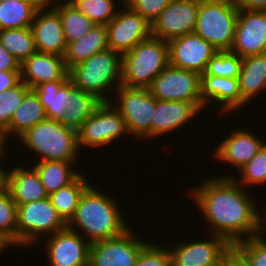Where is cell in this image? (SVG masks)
Instances as JSON below:
<instances>
[{
    "mask_svg": "<svg viewBox=\"0 0 266 266\" xmlns=\"http://www.w3.org/2000/svg\"><path fill=\"white\" fill-rule=\"evenodd\" d=\"M233 177H208L188 193L208 224L210 235L226 239L232 246L258 236L260 210L255 198ZM254 198V199H253Z\"/></svg>",
    "mask_w": 266,
    "mask_h": 266,
    "instance_id": "cell-1",
    "label": "cell"
},
{
    "mask_svg": "<svg viewBox=\"0 0 266 266\" xmlns=\"http://www.w3.org/2000/svg\"><path fill=\"white\" fill-rule=\"evenodd\" d=\"M119 207L115 197L101 192L91 184L81 196L67 227L90 243L118 237L131 226Z\"/></svg>",
    "mask_w": 266,
    "mask_h": 266,
    "instance_id": "cell-2",
    "label": "cell"
},
{
    "mask_svg": "<svg viewBox=\"0 0 266 266\" xmlns=\"http://www.w3.org/2000/svg\"><path fill=\"white\" fill-rule=\"evenodd\" d=\"M68 75L76 88L93 94L101 102H110L107 91L113 92L122 83V55L111 49L96 53L71 67Z\"/></svg>",
    "mask_w": 266,
    "mask_h": 266,
    "instance_id": "cell-3",
    "label": "cell"
},
{
    "mask_svg": "<svg viewBox=\"0 0 266 266\" xmlns=\"http://www.w3.org/2000/svg\"><path fill=\"white\" fill-rule=\"evenodd\" d=\"M18 139L39 156L38 161H76L80 152L77 130L51 119L34 125Z\"/></svg>",
    "mask_w": 266,
    "mask_h": 266,
    "instance_id": "cell-4",
    "label": "cell"
},
{
    "mask_svg": "<svg viewBox=\"0 0 266 266\" xmlns=\"http://www.w3.org/2000/svg\"><path fill=\"white\" fill-rule=\"evenodd\" d=\"M168 65V41L151 36L122 54L121 85L149 88L156 76Z\"/></svg>",
    "mask_w": 266,
    "mask_h": 266,
    "instance_id": "cell-5",
    "label": "cell"
},
{
    "mask_svg": "<svg viewBox=\"0 0 266 266\" xmlns=\"http://www.w3.org/2000/svg\"><path fill=\"white\" fill-rule=\"evenodd\" d=\"M239 8L232 0L201 3L194 32L217 51H230Z\"/></svg>",
    "mask_w": 266,
    "mask_h": 266,
    "instance_id": "cell-6",
    "label": "cell"
},
{
    "mask_svg": "<svg viewBox=\"0 0 266 266\" xmlns=\"http://www.w3.org/2000/svg\"><path fill=\"white\" fill-rule=\"evenodd\" d=\"M67 224L58 215L49 198L17 205V246L38 245L40 237H48Z\"/></svg>",
    "mask_w": 266,
    "mask_h": 266,
    "instance_id": "cell-7",
    "label": "cell"
},
{
    "mask_svg": "<svg viewBox=\"0 0 266 266\" xmlns=\"http://www.w3.org/2000/svg\"><path fill=\"white\" fill-rule=\"evenodd\" d=\"M114 95L115 98L110 102L125 120L129 135H133L136 139L151 140V123L154 119L156 98L149 89L120 85Z\"/></svg>",
    "mask_w": 266,
    "mask_h": 266,
    "instance_id": "cell-8",
    "label": "cell"
},
{
    "mask_svg": "<svg viewBox=\"0 0 266 266\" xmlns=\"http://www.w3.org/2000/svg\"><path fill=\"white\" fill-rule=\"evenodd\" d=\"M124 134L129 133L119 111L111 102H101L77 129L78 148L110 146Z\"/></svg>",
    "mask_w": 266,
    "mask_h": 266,
    "instance_id": "cell-9",
    "label": "cell"
},
{
    "mask_svg": "<svg viewBox=\"0 0 266 266\" xmlns=\"http://www.w3.org/2000/svg\"><path fill=\"white\" fill-rule=\"evenodd\" d=\"M160 101L202 102L201 74L168 65L148 88Z\"/></svg>",
    "mask_w": 266,
    "mask_h": 266,
    "instance_id": "cell-10",
    "label": "cell"
},
{
    "mask_svg": "<svg viewBox=\"0 0 266 266\" xmlns=\"http://www.w3.org/2000/svg\"><path fill=\"white\" fill-rule=\"evenodd\" d=\"M132 229L129 228L115 238L92 242L89 266H134L139 253L148 242L136 236Z\"/></svg>",
    "mask_w": 266,
    "mask_h": 266,
    "instance_id": "cell-11",
    "label": "cell"
},
{
    "mask_svg": "<svg viewBox=\"0 0 266 266\" xmlns=\"http://www.w3.org/2000/svg\"><path fill=\"white\" fill-rule=\"evenodd\" d=\"M106 25L109 49L121 55L152 36L151 23L123 4L122 10Z\"/></svg>",
    "mask_w": 266,
    "mask_h": 266,
    "instance_id": "cell-12",
    "label": "cell"
},
{
    "mask_svg": "<svg viewBox=\"0 0 266 266\" xmlns=\"http://www.w3.org/2000/svg\"><path fill=\"white\" fill-rule=\"evenodd\" d=\"M206 239L178 242L168 248L171 266H219L233 246L223 237L213 234L210 240Z\"/></svg>",
    "mask_w": 266,
    "mask_h": 266,
    "instance_id": "cell-13",
    "label": "cell"
},
{
    "mask_svg": "<svg viewBox=\"0 0 266 266\" xmlns=\"http://www.w3.org/2000/svg\"><path fill=\"white\" fill-rule=\"evenodd\" d=\"M45 240L49 266H89L91 243L76 231L66 226Z\"/></svg>",
    "mask_w": 266,
    "mask_h": 266,
    "instance_id": "cell-14",
    "label": "cell"
},
{
    "mask_svg": "<svg viewBox=\"0 0 266 266\" xmlns=\"http://www.w3.org/2000/svg\"><path fill=\"white\" fill-rule=\"evenodd\" d=\"M230 51L241 58L266 53V10L239 9Z\"/></svg>",
    "mask_w": 266,
    "mask_h": 266,
    "instance_id": "cell-15",
    "label": "cell"
},
{
    "mask_svg": "<svg viewBox=\"0 0 266 266\" xmlns=\"http://www.w3.org/2000/svg\"><path fill=\"white\" fill-rule=\"evenodd\" d=\"M199 3L193 0H172L151 24L155 38L165 41L195 30Z\"/></svg>",
    "mask_w": 266,
    "mask_h": 266,
    "instance_id": "cell-16",
    "label": "cell"
},
{
    "mask_svg": "<svg viewBox=\"0 0 266 266\" xmlns=\"http://www.w3.org/2000/svg\"><path fill=\"white\" fill-rule=\"evenodd\" d=\"M169 64L202 74L208 62L218 52L195 32L168 41Z\"/></svg>",
    "mask_w": 266,
    "mask_h": 266,
    "instance_id": "cell-17",
    "label": "cell"
},
{
    "mask_svg": "<svg viewBox=\"0 0 266 266\" xmlns=\"http://www.w3.org/2000/svg\"><path fill=\"white\" fill-rule=\"evenodd\" d=\"M36 51L64 56L67 43L59 14L51 7L41 6L31 24Z\"/></svg>",
    "mask_w": 266,
    "mask_h": 266,
    "instance_id": "cell-18",
    "label": "cell"
},
{
    "mask_svg": "<svg viewBox=\"0 0 266 266\" xmlns=\"http://www.w3.org/2000/svg\"><path fill=\"white\" fill-rule=\"evenodd\" d=\"M249 129L231 130L229 135L218 143L213 157L222 161V163L231 164L234 171L238 172L249 162L266 143L257 134L248 131ZM224 161V162H223Z\"/></svg>",
    "mask_w": 266,
    "mask_h": 266,
    "instance_id": "cell-19",
    "label": "cell"
},
{
    "mask_svg": "<svg viewBox=\"0 0 266 266\" xmlns=\"http://www.w3.org/2000/svg\"><path fill=\"white\" fill-rule=\"evenodd\" d=\"M205 107L202 102L160 101L156 99L154 119L151 123V139L168 132L178 131L193 121ZM194 117V118H193Z\"/></svg>",
    "mask_w": 266,
    "mask_h": 266,
    "instance_id": "cell-20",
    "label": "cell"
},
{
    "mask_svg": "<svg viewBox=\"0 0 266 266\" xmlns=\"http://www.w3.org/2000/svg\"><path fill=\"white\" fill-rule=\"evenodd\" d=\"M21 81L30 89L40 84L68 80V69L63 56L36 51L20 64Z\"/></svg>",
    "mask_w": 266,
    "mask_h": 266,
    "instance_id": "cell-21",
    "label": "cell"
},
{
    "mask_svg": "<svg viewBox=\"0 0 266 266\" xmlns=\"http://www.w3.org/2000/svg\"><path fill=\"white\" fill-rule=\"evenodd\" d=\"M201 98L205 109L213 101L219 103L218 114L233 113L247 105L241 98L238 78L201 75Z\"/></svg>",
    "mask_w": 266,
    "mask_h": 266,
    "instance_id": "cell-22",
    "label": "cell"
},
{
    "mask_svg": "<svg viewBox=\"0 0 266 266\" xmlns=\"http://www.w3.org/2000/svg\"><path fill=\"white\" fill-rule=\"evenodd\" d=\"M16 166L7 169L6 189L10 192L12 199L17 205L26 204L48 198L40 177L32 166Z\"/></svg>",
    "mask_w": 266,
    "mask_h": 266,
    "instance_id": "cell-23",
    "label": "cell"
},
{
    "mask_svg": "<svg viewBox=\"0 0 266 266\" xmlns=\"http://www.w3.org/2000/svg\"><path fill=\"white\" fill-rule=\"evenodd\" d=\"M47 119L46 112L34 89H29L22 103L14 111L9 126L2 133L3 138L8 143V138L12 136L20 137L34 125Z\"/></svg>",
    "mask_w": 266,
    "mask_h": 266,
    "instance_id": "cell-24",
    "label": "cell"
},
{
    "mask_svg": "<svg viewBox=\"0 0 266 266\" xmlns=\"http://www.w3.org/2000/svg\"><path fill=\"white\" fill-rule=\"evenodd\" d=\"M108 47L107 29L105 25H94V27L78 40L67 44L64 54L65 66L71 67L80 64L92 55L105 51Z\"/></svg>",
    "mask_w": 266,
    "mask_h": 266,
    "instance_id": "cell-25",
    "label": "cell"
},
{
    "mask_svg": "<svg viewBox=\"0 0 266 266\" xmlns=\"http://www.w3.org/2000/svg\"><path fill=\"white\" fill-rule=\"evenodd\" d=\"M238 80L241 98L247 104L266 91V53L242 58Z\"/></svg>",
    "mask_w": 266,
    "mask_h": 266,
    "instance_id": "cell-26",
    "label": "cell"
},
{
    "mask_svg": "<svg viewBox=\"0 0 266 266\" xmlns=\"http://www.w3.org/2000/svg\"><path fill=\"white\" fill-rule=\"evenodd\" d=\"M34 90L45 109L47 119L60 121L70 103L71 81H50L38 85Z\"/></svg>",
    "mask_w": 266,
    "mask_h": 266,
    "instance_id": "cell-27",
    "label": "cell"
},
{
    "mask_svg": "<svg viewBox=\"0 0 266 266\" xmlns=\"http://www.w3.org/2000/svg\"><path fill=\"white\" fill-rule=\"evenodd\" d=\"M33 167L37 171L41 184L48 195L72 183L81 173L72 167L76 161H36ZM79 172V173H78Z\"/></svg>",
    "mask_w": 266,
    "mask_h": 266,
    "instance_id": "cell-28",
    "label": "cell"
},
{
    "mask_svg": "<svg viewBox=\"0 0 266 266\" xmlns=\"http://www.w3.org/2000/svg\"><path fill=\"white\" fill-rule=\"evenodd\" d=\"M40 0L4 1L0 3V30L31 27Z\"/></svg>",
    "mask_w": 266,
    "mask_h": 266,
    "instance_id": "cell-29",
    "label": "cell"
},
{
    "mask_svg": "<svg viewBox=\"0 0 266 266\" xmlns=\"http://www.w3.org/2000/svg\"><path fill=\"white\" fill-rule=\"evenodd\" d=\"M91 185L90 181L82 173L68 186L60 188L48 195L51 204L56 209L58 215L67 224L79 204L84 191Z\"/></svg>",
    "mask_w": 266,
    "mask_h": 266,
    "instance_id": "cell-30",
    "label": "cell"
},
{
    "mask_svg": "<svg viewBox=\"0 0 266 266\" xmlns=\"http://www.w3.org/2000/svg\"><path fill=\"white\" fill-rule=\"evenodd\" d=\"M100 103L93 94L76 88L71 82L70 103L59 122L77 130Z\"/></svg>",
    "mask_w": 266,
    "mask_h": 266,
    "instance_id": "cell-31",
    "label": "cell"
},
{
    "mask_svg": "<svg viewBox=\"0 0 266 266\" xmlns=\"http://www.w3.org/2000/svg\"><path fill=\"white\" fill-rule=\"evenodd\" d=\"M0 42L20 64L36 52L30 27L0 30Z\"/></svg>",
    "mask_w": 266,
    "mask_h": 266,
    "instance_id": "cell-32",
    "label": "cell"
},
{
    "mask_svg": "<svg viewBox=\"0 0 266 266\" xmlns=\"http://www.w3.org/2000/svg\"><path fill=\"white\" fill-rule=\"evenodd\" d=\"M52 8L59 14L67 44L81 38L95 25L72 4H60Z\"/></svg>",
    "mask_w": 266,
    "mask_h": 266,
    "instance_id": "cell-33",
    "label": "cell"
},
{
    "mask_svg": "<svg viewBox=\"0 0 266 266\" xmlns=\"http://www.w3.org/2000/svg\"><path fill=\"white\" fill-rule=\"evenodd\" d=\"M0 242L8 249L17 246V204L7 189L0 193Z\"/></svg>",
    "mask_w": 266,
    "mask_h": 266,
    "instance_id": "cell-34",
    "label": "cell"
},
{
    "mask_svg": "<svg viewBox=\"0 0 266 266\" xmlns=\"http://www.w3.org/2000/svg\"><path fill=\"white\" fill-rule=\"evenodd\" d=\"M239 177L234 174L222 175L221 177H233L235 181L245 189L250 185H266V143L261 147L257 154L242 167L238 172ZM239 178V180L237 179ZM247 188H246V187Z\"/></svg>",
    "mask_w": 266,
    "mask_h": 266,
    "instance_id": "cell-35",
    "label": "cell"
},
{
    "mask_svg": "<svg viewBox=\"0 0 266 266\" xmlns=\"http://www.w3.org/2000/svg\"><path fill=\"white\" fill-rule=\"evenodd\" d=\"M115 1L117 0H74L71 4L95 25L106 26L117 15Z\"/></svg>",
    "mask_w": 266,
    "mask_h": 266,
    "instance_id": "cell-36",
    "label": "cell"
},
{
    "mask_svg": "<svg viewBox=\"0 0 266 266\" xmlns=\"http://www.w3.org/2000/svg\"><path fill=\"white\" fill-rule=\"evenodd\" d=\"M241 66L242 58L235 53L218 51L208 62L205 72L201 75L238 78Z\"/></svg>",
    "mask_w": 266,
    "mask_h": 266,
    "instance_id": "cell-37",
    "label": "cell"
},
{
    "mask_svg": "<svg viewBox=\"0 0 266 266\" xmlns=\"http://www.w3.org/2000/svg\"><path fill=\"white\" fill-rule=\"evenodd\" d=\"M30 88L21 81L14 88L0 93V132L3 133L9 126L14 111L22 103L25 93Z\"/></svg>",
    "mask_w": 266,
    "mask_h": 266,
    "instance_id": "cell-38",
    "label": "cell"
},
{
    "mask_svg": "<svg viewBox=\"0 0 266 266\" xmlns=\"http://www.w3.org/2000/svg\"><path fill=\"white\" fill-rule=\"evenodd\" d=\"M234 247L251 266H266V242L259 236L242 240L236 243Z\"/></svg>",
    "mask_w": 266,
    "mask_h": 266,
    "instance_id": "cell-39",
    "label": "cell"
},
{
    "mask_svg": "<svg viewBox=\"0 0 266 266\" xmlns=\"http://www.w3.org/2000/svg\"><path fill=\"white\" fill-rule=\"evenodd\" d=\"M134 266H171L168 247L148 242L139 253Z\"/></svg>",
    "mask_w": 266,
    "mask_h": 266,
    "instance_id": "cell-40",
    "label": "cell"
},
{
    "mask_svg": "<svg viewBox=\"0 0 266 266\" xmlns=\"http://www.w3.org/2000/svg\"><path fill=\"white\" fill-rule=\"evenodd\" d=\"M171 1L172 0H125L124 4L152 24Z\"/></svg>",
    "mask_w": 266,
    "mask_h": 266,
    "instance_id": "cell-41",
    "label": "cell"
},
{
    "mask_svg": "<svg viewBox=\"0 0 266 266\" xmlns=\"http://www.w3.org/2000/svg\"><path fill=\"white\" fill-rule=\"evenodd\" d=\"M21 82L20 71H0V93L14 88Z\"/></svg>",
    "mask_w": 266,
    "mask_h": 266,
    "instance_id": "cell-42",
    "label": "cell"
},
{
    "mask_svg": "<svg viewBox=\"0 0 266 266\" xmlns=\"http://www.w3.org/2000/svg\"><path fill=\"white\" fill-rule=\"evenodd\" d=\"M0 71H20V63L0 42Z\"/></svg>",
    "mask_w": 266,
    "mask_h": 266,
    "instance_id": "cell-43",
    "label": "cell"
},
{
    "mask_svg": "<svg viewBox=\"0 0 266 266\" xmlns=\"http://www.w3.org/2000/svg\"><path fill=\"white\" fill-rule=\"evenodd\" d=\"M228 266H251L247 259L233 246L224 257Z\"/></svg>",
    "mask_w": 266,
    "mask_h": 266,
    "instance_id": "cell-44",
    "label": "cell"
},
{
    "mask_svg": "<svg viewBox=\"0 0 266 266\" xmlns=\"http://www.w3.org/2000/svg\"><path fill=\"white\" fill-rule=\"evenodd\" d=\"M239 9L266 10V0H232Z\"/></svg>",
    "mask_w": 266,
    "mask_h": 266,
    "instance_id": "cell-45",
    "label": "cell"
},
{
    "mask_svg": "<svg viewBox=\"0 0 266 266\" xmlns=\"http://www.w3.org/2000/svg\"><path fill=\"white\" fill-rule=\"evenodd\" d=\"M265 209H266V205H265ZM262 212L263 211L261 210V212H260V218H259V234H258V236L260 238H262L266 242V238L263 237L264 236L263 235L264 231H265L264 234L266 235V211H264L265 213L264 212L262 213Z\"/></svg>",
    "mask_w": 266,
    "mask_h": 266,
    "instance_id": "cell-46",
    "label": "cell"
},
{
    "mask_svg": "<svg viewBox=\"0 0 266 266\" xmlns=\"http://www.w3.org/2000/svg\"><path fill=\"white\" fill-rule=\"evenodd\" d=\"M74 0H40L41 5L45 7H54L60 4H71Z\"/></svg>",
    "mask_w": 266,
    "mask_h": 266,
    "instance_id": "cell-47",
    "label": "cell"
},
{
    "mask_svg": "<svg viewBox=\"0 0 266 266\" xmlns=\"http://www.w3.org/2000/svg\"><path fill=\"white\" fill-rule=\"evenodd\" d=\"M6 174L7 170L0 163V193L6 189Z\"/></svg>",
    "mask_w": 266,
    "mask_h": 266,
    "instance_id": "cell-48",
    "label": "cell"
},
{
    "mask_svg": "<svg viewBox=\"0 0 266 266\" xmlns=\"http://www.w3.org/2000/svg\"><path fill=\"white\" fill-rule=\"evenodd\" d=\"M4 143H6V142H5L4 138H3L2 133L0 132V161L1 162H2L1 158H4V155L7 156V154H8V153H6L7 149L5 148L6 145H8V144H4ZM5 150H6V152H5Z\"/></svg>",
    "mask_w": 266,
    "mask_h": 266,
    "instance_id": "cell-49",
    "label": "cell"
},
{
    "mask_svg": "<svg viewBox=\"0 0 266 266\" xmlns=\"http://www.w3.org/2000/svg\"><path fill=\"white\" fill-rule=\"evenodd\" d=\"M193 1L201 4V3L223 2L228 0H193Z\"/></svg>",
    "mask_w": 266,
    "mask_h": 266,
    "instance_id": "cell-50",
    "label": "cell"
},
{
    "mask_svg": "<svg viewBox=\"0 0 266 266\" xmlns=\"http://www.w3.org/2000/svg\"><path fill=\"white\" fill-rule=\"evenodd\" d=\"M7 249L8 248L0 242V254H2V252L6 251Z\"/></svg>",
    "mask_w": 266,
    "mask_h": 266,
    "instance_id": "cell-51",
    "label": "cell"
},
{
    "mask_svg": "<svg viewBox=\"0 0 266 266\" xmlns=\"http://www.w3.org/2000/svg\"><path fill=\"white\" fill-rule=\"evenodd\" d=\"M121 3V5L120 6H123V4L125 3V0H119L117 3Z\"/></svg>",
    "mask_w": 266,
    "mask_h": 266,
    "instance_id": "cell-52",
    "label": "cell"
},
{
    "mask_svg": "<svg viewBox=\"0 0 266 266\" xmlns=\"http://www.w3.org/2000/svg\"><path fill=\"white\" fill-rule=\"evenodd\" d=\"M219 266H228L224 261Z\"/></svg>",
    "mask_w": 266,
    "mask_h": 266,
    "instance_id": "cell-53",
    "label": "cell"
},
{
    "mask_svg": "<svg viewBox=\"0 0 266 266\" xmlns=\"http://www.w3.org/2000/svg\"><path fill=\"white\" fill-rule=\"evenodd\" d=\"M4 1H8V0H0V3L4 2ZM12 1H22V0H12Z\"/></svg>",
    "mask_w": 266,
    "mask_h": 266,
    "instance_id": "cell-54",
    "label": "cell"
}]
</instances>
